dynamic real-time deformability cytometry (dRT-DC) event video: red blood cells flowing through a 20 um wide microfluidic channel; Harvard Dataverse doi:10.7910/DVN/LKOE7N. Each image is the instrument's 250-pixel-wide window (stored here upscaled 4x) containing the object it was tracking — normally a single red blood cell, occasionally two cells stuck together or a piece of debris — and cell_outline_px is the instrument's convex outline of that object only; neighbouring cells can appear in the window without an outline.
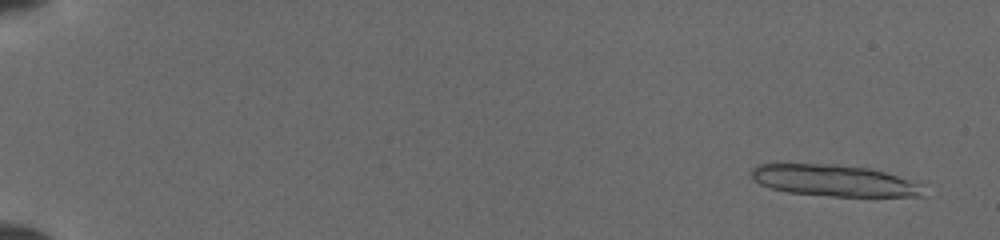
{"species": "common noctule bat (a hibernating species)", "species_latin": "Nyctalus noctula", "temperature_condition": "cold", "stored_images_in_passage": 25, "camera_frame_rate_fps": 3000, "um_per_image_px": 0.085, "animal": {"sex": "female", "body_mass_g": 19.5, "forearm_length_mm": 54.1}, "frame": {"image": 1, "passage_image": 1, "time_ms": 0.0, "image_size_px": [1000, 240], "cell_outline_px": [[928, 196], [832, 196], [788, 192], [772, 188], [760, 184], [752, 176], [752, 168], [756, 164], [836, 164], [868, 168], [928, 180]], "centroid_in_image_um": [71.21, 15.35], "position_along_channel_um": 13.8, "area_um2": 32.71}}